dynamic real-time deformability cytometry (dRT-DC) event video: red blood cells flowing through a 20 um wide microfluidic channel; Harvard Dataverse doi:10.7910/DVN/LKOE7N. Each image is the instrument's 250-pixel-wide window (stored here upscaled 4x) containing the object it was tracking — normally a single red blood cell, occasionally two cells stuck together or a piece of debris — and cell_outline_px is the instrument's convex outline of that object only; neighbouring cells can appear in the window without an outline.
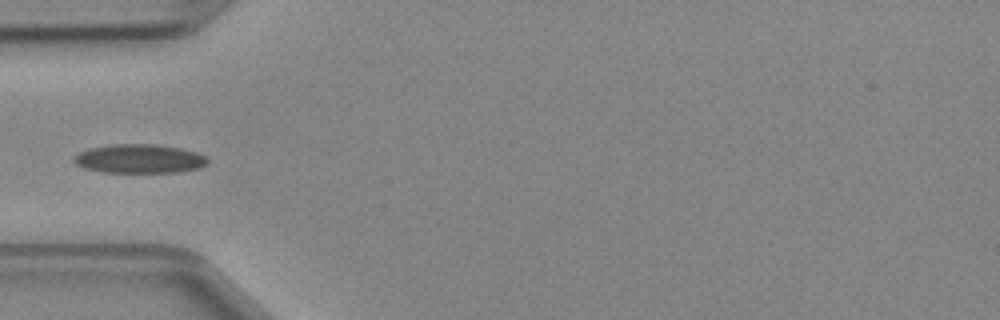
{"species": "Egyptian fruit bat (a non-hibernating species)", "species_latin": "Rousettus aegyptiacus", "temperature_condition": "cold", "stored_images_in_passage": 4, "camera_frame_rate_fps": 3000, "um_per_image_px": 0.085, "animal": {"sex": "female"}, "frame": {"image": 1, "passage_image": 4, "time_ms": 1.0, "image_size_px": [1000, 320], "cell_outline_px": [[208, 164], [200, 168], [176, 172], [100, 172], [84, 168], [76, 164], [72, 160], [72, 156], [88, 148], [108, 144], [152, 144], [180, 148], [196, 152], [208, 156]], "centroid_in_image_um": [11.83, 13.49], "position_along_channel_um": 73.2, "area_um2": 22.77}}